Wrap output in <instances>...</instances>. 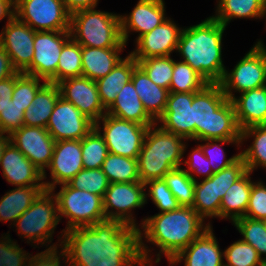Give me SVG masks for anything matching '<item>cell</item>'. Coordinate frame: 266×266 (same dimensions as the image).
<instances>
[{"mask_svg":"<svg viewBox=\"0 0 266 266\" xmlns=\"http://www.w3.org/2000/svg\"><path fill=\"white\" fill-rule=\"evenodd\" d=\"M3 134L4 133L0 132V162H1V158L3 156L5 148L11 142L10 135L7 134V136H4Z\"/></svg>","mask_w":266,"mask_h":266,"instance_id":"58","label":"cell"},{"mask_svg":"<svg viewBox=\"0 0 266 266\" xmlns=\"http://www.w3.org/2000/svg\"><path fill=\"white\" fill-rule=\"evenodd\" d=\"M67 11L72 14L79 10L96 8L98 0H63Z\"/></svg>","mask_w":266,"mask_h":266,"instance_id":"56","label":"cell"},{"mask_svg":"<svg viewBox=\"0 0 266 266\" xmlns=\"http://www.w3.org/2000/svg\"><path fill=\"white\" fill-rule=\"evenodd\" d=\"M17 72L18 71L12 65L9 55L0 45V81L15 75Z\"/></svg>","mask_w":266,"mask_h":266,"instance_id":"55","label":"cell"},{"mask_svg":"<svg viewBox=\"0 0 266 266\" xmlns=\"http://www.w3.org/2000/svg\"><path fill=\"white\" fill-rule=\"evenodd\" d=\"M225 29L223 24L210 16L197 25L184 28L180 35L176 52L208 84H218L226 70L222 61V36Z\"/></svg>","mask_w":266,"mask_h":266,"instance_id":"2","label":"cell"},{"mask_svg":"<svg viewBox=\"0 0 266 266\" xmlns=\"http://www.w3.org/2000/svg\"><path fill=\"white\" fill-rule=\"evenodd\" d=\"M70 38L69 31H36L34 56L31 65L23 73L57 84L60 53Z\"/></svg>","mask_w":266,"mask_h":266,"instance_id":"12","label":"cell"},{"mask_svg":"<svg viewBox=\"0 0 266 266\" xmlns=\"http://www.w3.org/2000/svg\"><path fill=\"white\" fill-rule=\"evenodd\" d=\"M106 113L141 125L157 123L145 110L131 80L123 86Z\"/></svg>","mask_w":266,"mask_h":266,"instance_id":"24","label":"cell"},{"mask_svg":"<svg viewBox=\"0 0 266 266\" xmlns=\"http://www.w3.org/2000/svg\"><path fill=\"white\" fill-rule=\"evenodd\" d=\"M84 168L81 140H60L55 142L51 163V182H43L46 190L54 192L56 185L68 183Z\"/></svg>","mask_w":266,"mask_h":266,"instance_id":"18","label":"cell"},{"mask_svg":"<svg viewBox=\"0 0 266 266\" xmlns=\"http://www.w3.org/2000/svg\"><path fill=\"white\" fill-rule=\"evenodd\" d=\"M221 200L218 187V172L214 173L210 178H204L201 183L195 181L192 208L203 220L208 217L220 218Z\"/></svg>","mask_w":266,"mask_h":266,"instance_id":"32","label":"cell"},{"mask_svg":"<svg viewBox=\"0 0 266 266\" xmlns=\"http://www.w3.org/2000/svg\"><path fill=\"white\" fill-rule=\"evenodd\" d=\"M163 179L181 206L193 205L195 181L183 168H175L167 172Z\"/></svg>","mask_w":266,"mask_h":266,"instance_id":"40","label":"cell"},{"mask_svg":"<svg viewBox=\"0 0 266 266\" xmlns=\"http://www.w3.org/2000/svg\"><path fill=\"white\" fill-rule=\"evenodd\" d=\"M183 155L139 154L138 174L142 183L163 179L164 175L180 168Z\"/></svg>","mask_w":266,"mask_h":266,"instance_id":"34","label":"cell"},{"mask_svg":"<svg viewBox=\"0 0 266 266\" xmlns=\"http://www.w3.org/2000/svg\"><path fill=\"white\" fill-rule=\"evenodd\" d=\"M81 151L84 169L101 168L109 153L103 137L95 128L81 140Z\"/></svg>","mask_w":266,"mask_h":266,"instance_id":"39","label":"cell"},{"mask_svg":"<svg viewBox=\"0 0 266 266\" xmlns=\"http://www.w3.org/2000/svg\"><path fill=\"white\" fill-rule=\"evenodd\" d=\"M208 82L197 73L188 63L175 62L169 92L191 93L201 91Z\"/></svg>","mask_w":266,"mask_h":266,"instance_id":"37","label":"cell"},{"mask_svg":"<svg viewBox=\"0 0 266 266\" xmlns=\"http://www.w3.org/2000/svg\"><path fill=\"white\" fill-rule=\"evenodd\" d=\"M163 0H139L129 15H120L121 36L123 42L128 41L130 31L139 33L136 41L144 34L161 25L165 17Z\"/></svg>","mask_w":266,"mask_h":266,"instance_id":"20","label":"cell"},{"mask_svg":"<svg viewBox=\"0 0 266 266\" xmlns=\"http://www.w3.org/2000/svg\"><path fill=\"white\" fill-rule=\"evenodd\" d=\"M183 140L186 139L154 124L149 126L139 154L183 155L186 150Z\"/></svg>","mask_w":266,"mask_h":266,"instance_id":"31","label":"cell"},{"mask_svg":"<svg viewBox=\"0 0 266 266\" xmlns=\"http://www.w3.org/2000/svg\"><path fill=\"white\" fill-rule=\"evenodd\" d=\"M136 61L150 80L169 90L174 69V60L170 56L150 57Z\"/></svg>","mask_w":266,"mask_h":266,"instance_id":"42","label":"cell"},{"mask_svg":"<svg viewBox=\"0 0 266 266\" xmlns=\"http://www.w3.org/2000/svg\"><path fill=\"white\" fill-rule=\"evenodd\" d=\"M123 48H96L81 46L82 76L93 81L105 77L123 60L120 52Z\"/></svg>","mask_w":266,"mask_h":266,"instance_id":"26","label":"cell"},{"mask_svg":"<svg viewBox=\"0 0 266 266\" xmlns=\"http://www.w3.org/2000/svg\"><path fill=\"white\" fill-rule=\"evenodd\" d=\"M70 37L81 46L125 48L122 40L120 15L95 10H79L70 16Z\"/></svg>","mask_w":266,"mask_h":266,"instance_id":"5","label":"cell"},{"mask_svg":"<svg viewBox=\"0 0 266 266\" xmlns=\"http://www.w3.org/2000/svg\"><path fill=\"white\" fill-rule=\"evenodd\" d=\"M254 220L266 221V186L253 182L245 216Z\"/></svg>","mask_w":266,"mask_h":266,"instance_id":"49","label":"cell"},{"mask_svg":"<svg viewBox=\"0 0 266 266\" xmlns=\"http://www.w3.org/2000/svg\"><path fill=\"white\" fill-rule=\"evenodd\" d=\"M137 61L129 54L112 71L96 82L103 107L107 110L116 100L117 94L131 80Z\"/></svg>","mask_w":266,"mask_h":266,"instance_id":"27","label":"cell"},{"mask_svg":"<svg viewBox=\"0 0 266 266\" xmlns=\"http://www.w3.org/2000/svg\"><path fill=\"white\" fill-rule=\"evenodd\" d=\"M265 0H219L216 15L212 16L225 27L234 18L264 17Z\"/></svg>","mask_w":266,"mask_h":266,"instance_id":"33","label":"cell"},{"mask_svg":"<svg viewBox=\"0 0 266 266\" xmlns=\"http://www.w3.org/2000/svg\"><path fill=\"white\" fill-rule=\"evenodd\" d=\"M195 141L241 140L232 100L227 99L219 84H207L193 96Z\"/></svg>","mask_w":266,"mask_h":266,"instance_id":"4","label":"cell"},{"mask_svg":"<svg viewBox=\"0 0 266 266\" xmlns=\"http://www.w3.org/2000/svg\"><path fill=\"white\" fill-rule=\"evenodd\" d=\"M82 76L81 45L70 38L63 46L57 65V84L62 80Z\"/></svg>","mask_w":266,"mask_h":266,"instance_id":"38","label":"cell"},{"mask_svg":"<svg viewBox=\"0 0 266 266\" xmlns=\"http://www.w3.org/2000/svg\"><path fill=\"white\" fill-rule=\"evenodd\" d=\"M218 84L229 100L235 97L232 90L242 93L266 86V47L262 40L251 48L231 72L225 70Z\"/></svg>","mask_w":266,"mask_h":266,"instance_id":"9","label":"cell"},{"mask_svg":"<svg viewBox=\"0 0 266 266\" xmlns=\"http://www.w3.org/2000/svg\"><path fill=\"white\" fill-rule=\"evenodd\" d=\"M24 108L18 106L12 100L9 101L4 111L0 112V132L11 135L24 125Z\"/></svg>","mask_w":266,"mask_h":266,"instance_id":"50","label":"cell"},{"mask_svg":"<svg viewBox=\"0 0 266 266\" xmlns=\"http://www.w3.org/2000/svg\"><path fill=\"white\" fill-rule=\"evenodd\" d=\"M247 172L246 164L240 156L230 166L218 172L219 196L222 199L226 191Z\"/></svg>","mask_w":266,"mask_h":266,"instance_id":"51","label":"cell"},{"mask_svg":"<svg viewBox=\"0 0 266 266\" xmlns=\"http://www.w3.org/2000/svg\"><path fill=\"white\" fill-rule=\"evenodd\" d=\"M14 89V75L0 81V112L4 111L9 101L12 99Z\"/></svg>","mask_w":266,"mask_h":266,"instance_id":"54","label":"cell"},{"mask_svg":"<svg viewBox=\"0 0 266 266\" xmlns=\"http://www.w3.org/2000/svg\"><path fill=\"white\" fill-rule=\"evenodd\" d=\"M58 86L61 97L71 102L94 123L106 114L95 81L80 76L62 80Z\"/></svg>","mask_w":266,"mask_h":266,"instance_id":"16","label":"cell"},{"mask_svg":"<svg viewBox=\"0 0 266 266\" xmlns=\"http://www.w3.org/2000/svg\"><path fill=\"white\" fill-rule=\"evenodd\" d=\"M100 120L103 122V130ZM149 126L152 125H141L107 113L94 123V128L108 147V152L128 158H138Z\"/></svg>","mask_w":266,"mask_h":266,"instance_id":"10","label":"cell"},{"mask_svg":"<svg viewBox=\"0 0 266 266\" xmlns=\"http://www.w3.org/2000/svg\"><path fill=\"white\" fill-rule=\"evenodd\" d=\"M197 92H170L162 116L157 120L163 130L183 138L195 140L193 96Z\"/></svg>","mask_w":266,"mask_h":266,"instance_id":"17","label":"cell"},{"mask_svg":"<svg viewBox=\"0 0 266 266\" xmlns=\"http://www.w3.org/2000/svg\"><path fill=\"white\" fill-rule=\"evenodd\" d=\"M58 84L46 82L24 112V125L46 128L54 106L60 97Z\"/></svg>","mask_w":266,"mask_h":266,"instance_id":"28","label":"cell"},{"mask_svg":"<svg viewBox=\"0 0 266 266\" xmlns=\"http://www.w3.org/2000/svg\"><path fill=\"white\" fill-rule=\"evenodd\" d=\"M144 183H110L103 198V210L107 220H119L125 225L139 229V255L144 266H152V260L149 257L150 249L144 244L143 233L135 223L132 216V209L142 207L145 202ZM109 209H112L111 211ZM115 210V211H114ZM151 264V265H150Z\"/></svg>","mask_w":266,"mask_h":266,"instance_id":"6","label":"cell"},{"mask_svg":"<svg viewBox=\"0 0 266 266\" xmlns=\"http://www.w3.org/2000/svg\"><path fill=\"white\" fill-rule=\"evenodd\" d=\"M212 226L181 250L170 264L176 265L184 260V266H224V252L220 250L213 234Z\"/></svg>","mask_w":266,"mask_h":266,"instance_id":"22","label":"cell"},{"mask_svg":"<svg viewBox=\"0 0 266 266\" xmlns=\"http://www.w3.org/2000/svg\"><path fill=\"white\" fill-rule=\"evenodd\" d=\"M15 16L35 31H69L63 0H15Z\"/></svg>","mask_w":266,"mask_h":266,"instance_id":"11","label":"cell"},{"mask_svg":"<svg viewBox=\"0 0 266 266\" xmlns=\"http://www.w3.org/2000/svg\"><path fill=\"white\" fill-rule=\"evenodd\" d=\"M63 232L59 246L67 266H144L139 255V229L119 220L106 219Z\"/></svg>","mask_w":266,"mask_h":266,"instance_id":"1","label":"cell"},{"mask_svg":"<svg viewBox=\"0 0 266 266\" xmlns=\"http://www.w3.org/2000/svg\"><path fill=\"white\" fill-rule=\"evenodd\" d=\"M232 99L236 121L240 128L266 125V86L247 90Z\"/></svg>","mask_w":266,"mask_h":266,"instance_id":"23","label":"cell"},{"mask_svg":"<svg viewBox=\"0 0 266 266\" xmlns=\"http://www.w3.org/2000/svg\"><path fill=\"white\" fill-rule=\"evenodd\" d=\"M15 16V0H0V21L5 17L11 20Z\"/></svg>","mask_w":266,"mask_h":266,"instance_id":"57","label":"cell"},{"mask_svg":"<svg viewBox=\"0 0 266 266\" xmlns=\"http://www.w3.org/2000/svg\"><path fill=\"white\" fill-rule=\"evenodd\" d=\"M101 169L110 183L141 181L138 174V158L108 153Z\"/></svg>","mask_w":266,"mask_h":266,"instance_id":"36","label":"cell"},{"mask_svg":"<svg viewBox=\"0 0 266 266\" xmlns=\"http://www.w3.org/2000/svg\"><path fill=\"white\" fill-rule=\"evenodd\" d=\"M11 142L43 173L46 179L55 146V140L46 128L23 125L10 135Z\"/></svg>","mask_w":266,"mask_h":266,"instance_id":"15","label":"cell"},{"mask_svg":"<svg viewBox=\"0 0 266 266\" xmlns=\"http://www.w3.org/2000/svg\"><path fill=\"white\" fill-rule=\"evenodd\" d=\"M224 259L227 261L224 266H263L265 263L257 250L242 239L224 250Z\"/></svg>","mask_w":266,"mask_h":266,"instance_id":"45","label":"cell"},{"mask_svg":"<svg viewBox=\"0 0 266 266\" xmlns=\"http://www.w3.org/2000/svg\"><path fill=\"white\" fill-rule=\"evenodd\" d=\"M59 221L57 199L51 190L45 189L14 225L18 227L19 235L28 239L27 243L31 241L44 245L52 241V234Z\"/></svg>","mask_w":266,"mask_h":266,"instance_id":"7","label":"cell"},{"mask_svg":"<svg viewBox=\"0 0 266 266\" xmlns=\"http://www.w3.org/2000/svg\"><path fill=\"white\" fill-rule=\"evenodd\" d=\"M143 220L141 229L145 238L160 248L155 263H159L160 253L170 262L211 226L210 223L204 225V220L192 206H180L176 210L161 212Z\"/></svg>","mask_w":266,"mask_h":266,"instance_id":"3","label":"cell"},{"mask_svg":"<svg viewBox=\"0 0 266 266\" xmlns=\"http://www.w3.org/2000/svg\"><path fill=\"white\" fill-rule=\"evenodd\" d=\"M93 128L94 122L61 96L46 125L55 141L82 140Z\"/></svg>","mask_w":266,"mask_h":266,"instance_id":"13","label":"cell"},{"mask_svg":"<svg viewBox=\"0 0 266 266\" xmlns=\"http://www.w3.org/2000/svg\"><path fill=\"white\" fill-rule=\"evenodd\" d=\"M0 166L6 181L16 187L44 186L43 173L12 142L5 148Z\"/></svg>","mask_w":266,"mask_h":266,"instance_id":"21","label":"cell"},{"mask_svg":"<svg viewBox=\"0 0 266 266\" xmlns=\"http://www.w3.org/2000/svg\"><path fill=\"white\" fill-rule=\"evenodd\" d=\"M266 15V0L264 2V16Z\"/></svg>","mask_w":266,"mask_h":266,"instance_id":"59","label":"cell"},{"mask_svg":"<svg viewBox=\"0 0 266 266\" xmlns=\"http://www.w3.org/2000/svg\"><path fill=\"white\" fill-rule=\"evenodd\" d=\"M189 155V159L184 161L185 165L188 166V169H184V171L190 175V177L194 181H198L192 172L198 173V175H205V179L210 178L214 173L209 164V160L203 153L201 146L194 148Z\"/></svg>","mask_w":266,"mask_h":266,"instance_id":"52","label":"cell"},{"mask_svg":"<svg viewBox=\"0 0 266 266\" xmlns=\"http://www.w3.org/2000/svg\"><path fill=\"white\" fill-rule=\"evenodd\" d=\"M247 171L226 191L221 200L220 218L235 220L245 216L253 182Z\"/></svg>","mask_w":266,"mask_h":266,"instance_id":"29","label":"cell"},{"mask_svg":"<svg viewBox=\"0 0 266 266\" xmlns=\"http://www.w3.org/2000/svg\"><path fill=\"white\" fill-rule=\"evenodd\" d=\"M144 185L147 188L150 186L148 193L145 194V202L147 203V195L151 197L150 199L159 208V213L173 211L181 206L164 179L150 180Z\"/></svg>","mask_w":266,"mask_h":266,"instance_id":"46","label":"cell"},{"mask_svg":"<svg viewBox=\"0 0 266 266\" xmlns=\"http://www.w3.org/2000/svg\"><path fill=\"white\" fill-rule=\"evenodd\" d=\"M35 30L16 16L7 19L6 27L0 33V45L11 59L13 67L23 73L30 65L34 56Z\"/></svg>","mask_w":266,"mask_h":266,"instance_id":"14","label":"cell"},{"mask_svg":"<svg viewBox=\"0 0 266 266\" xmlns=\"http://www.w3.org/2000/svg\"><path fill=\"white\" fill-rule=\"evenodd\" d=\"M6 236V237H5ZM0 239V266H27L30 256L6 234Z\"/></svg>","mask_w":266,"mask_h":266,"instance_id":"48","label":"cell"},{"mask_svg":"<svg viewBox=\"0 0 266 266\" xmlns=\"http://www.w3.org/2000/svg\"><path fill=\"white\" fill-rule=\"evenodd\" d=\"M54 196L58 202L60 220L63 216L69 219L65 230L106 220L103 198L97 194L75 189L66 183Z\"/></svg>","mask_w":266,"mask_h":266,"instance_id":"8","label":"cell"},{"mask_svg":"<svg viewBox=\"0 0 266 266\" xmlns=\"http://www.w3.org/2000/svg\"><path fill=\"white\" fill-rule=\"evenodd\" d=\"M46 83L40 84V78L25 73L17 72L14 75V89L12 102H15L24 110L32 104L38 90Z\"/></svg>","mask_w":266,"mask_h":266,"instance_id":"44","label":"cell"},{"mask_svg":"<svg viewBox=\"0 0 266 266\" xmlns=\"http://www.w3.org/2000/svg\"><path fill=\"white\" fill-rule=\"evenodd\" d=\"M182 30L174 21L167 19L149 33L142 35L136 41L137 47L130 55L135 60L170 56L174 50H177Z\"/></svg>","mask_w":266,"mask_h":266,"instance_id":"19","label":"cell"},{"mask_svg":"<svg viewBox=\"0 0 266 266\" xmlns=\"http://www.w3.org/2000/svg\"><path fill=\"white\" fill-rule=\"evenodd\" d=\"M239 233L243 235V241L257 250L260 258L266 262V224L265 221L242 217L233 222Z\"/></svg>","mask_w":266,"mask_h":266,"instance_id":"41","label":"cell"},{"mask_svg":"<svg viewBox=\"0 0 266 266\" xmlns=\"http://www.w3.org/2000/svg\"><path fill=\"white\" fill-rule=\"evenodd\" d=\"M45 190V186H21L5 193L0 199V221H15Z\"/></svg>","mask_w":266,"mask_h":266,"instance_id":"30","label":"cell"},{"mask_svg":"<svg viewBox=\"0 0 266 266\" xmlns=\"http://www.w3.org/2000/svg\"><path fill=\"white\" fill-rule=\"evenodd\" d=\"M68 184L75 189L88 191L91 194H97L104 198L110 182L101 168H83L68 182Z\"/></svg>","mask_w":266,"mask_h":266,"instance_id":"43","label":"cell"},{"mask_svg":"<svg viewBox=\"0 0 266 266\" xmlns=\"http://www.w3.org/2000/svg\"><path fill=\"white\" fill-rule=\"evenodd\" d=\"M131 81L145 110L157 122L165 110L169 90L150 80L139 65L134 68Z\"/></svg>","mask_w":266,"mask_h":266,"instance_id":"25","label":"cell"},{"mask_svg":"<svg viewBox=\"0 0 266 266\" xmlns=\"http://www.w3.org/2000/svg\"><path fill=\"white\" fill-rule=\"evenodd\" d=\"M248 137L254 138L253 143L240 152V156L247 171L252 173L258 166L266 167V125H254L241 130V143Z\"/></svg>","mask_w":266,"mask_h":266,"instance_id":"35","label":"cell"},{"mask_svg":"<svg viewBox=\"0 0 266 266\" xmlns=\"http://www.w3.org/2000/svg\"><path fill=\"white\" fill-rule=\"evenodd\" d=\"M203 141H205L206 144L205 145L201 144L200 146L203 150L204 155L209 160V164L212 168L213 173H217L221 171L223 168L230 166L240 157V153H239V154L232 156L229 159H226L224 150L217 143H221V144L234 143V144H238L237 146H239V144H241V140H224V139L217 140L215 139V140H203ZM219 159L223 160V162L220 161Z\"/></svg>","mask_w":266,"mask_h":266,"instance_id":"47","label":"cell"},{"mask_svg":"<svg viewBox=\"0 0 266 266\" xmlns=\"http://www.w3.org/2000/svg\"><path fill=\"white\" fill-rule=\"evenodd\" d=\"M57 245L54 244L45 251L31 256L27 266H61L60 257H66L64 250H60V255L57 251Z\"/></svg>","mask_w":266,"mask_h":266,"instance_id":"53","label":"cell"}]
</instances>
